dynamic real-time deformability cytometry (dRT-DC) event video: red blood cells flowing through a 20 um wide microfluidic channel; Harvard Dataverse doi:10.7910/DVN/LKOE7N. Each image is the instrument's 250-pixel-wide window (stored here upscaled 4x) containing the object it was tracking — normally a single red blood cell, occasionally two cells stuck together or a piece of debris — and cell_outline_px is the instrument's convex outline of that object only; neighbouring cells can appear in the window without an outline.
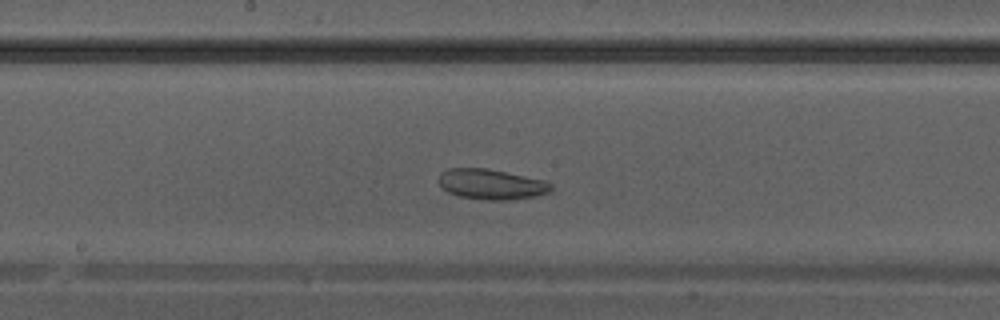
{"species": "Egyptian fruit bat (a non-hibernating species)", "species_latin": "Rousettus aegyptiacus", "temperature_condition": "warm", "stored_images_in_passage": 35, "camera_frame_rate_fps": 3000, "um_per_image_px": 0.085, "animal": {"sex": "male"}, "frame": {"image": 1, "passage_image": 16, "time_ms": 5.0, "image_size_px": [1000, 320], "cell_outline_px": [[552, 192], [540, 196], [512, 200], [488, 200], [460, 196], [448, 192], [436, 180], [440, 172], [448, 168], [488, 168], [544, 180], [552, 184]], "centroid_in_image_um": [41.79, 15.66], "position_along_channel_um": 206.4, "area_um2": 20.17}}
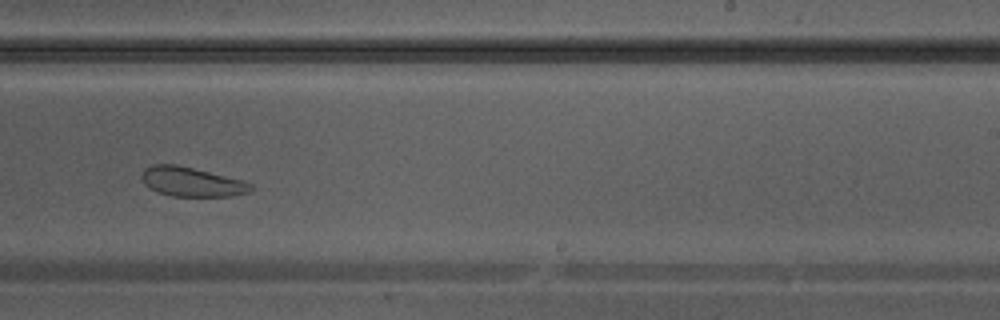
{"frame": {"image": 2, "passage_image": 20, "time_ms": 6.333, "image_size_px": [1000, 320], "cell_outline_px": [[256, 188], [248, 192], [232, 196], [172, 196], [156, 192], [144, 184], [140, 176], [144, 168], [152, 164], [176, 164], [244, 180], [252, 184]], "centroid_in_image_um": [16.28, 15.45], "position_along_channel_um": 272.7, "area_um2": 18.9}}